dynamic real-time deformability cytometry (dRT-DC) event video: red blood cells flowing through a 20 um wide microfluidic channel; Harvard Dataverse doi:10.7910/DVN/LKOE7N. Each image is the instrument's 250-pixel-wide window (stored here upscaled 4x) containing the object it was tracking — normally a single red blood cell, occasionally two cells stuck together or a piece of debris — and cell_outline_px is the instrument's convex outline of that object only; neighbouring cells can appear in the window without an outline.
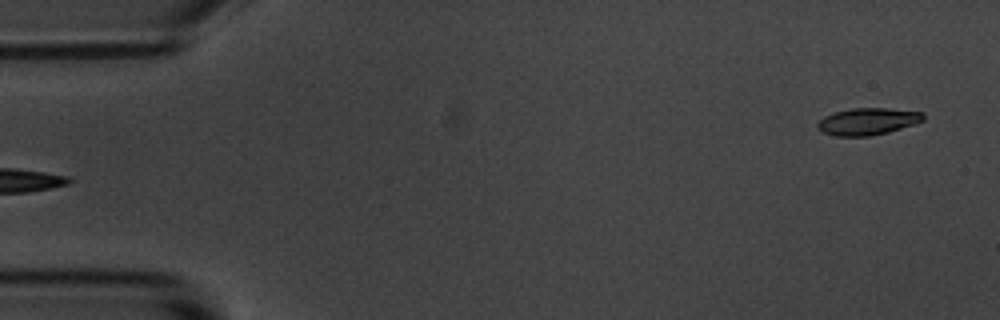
{"species": "common noctule bat (a hibernating species)", "species_latin": "Nyctalus noctula", "temperature_condition": "room temperature", "stored_images_in_passage": 6, "segment_of_instrument_passage": [2, 2], "camera_frame_rate_fps": 3000, "um_per_image_px": 0.085, "animal": {"sex": "male", "body_mass_g": 20.1, "forearm_length_mm": 53.5}, "frame": {"image": 1, "passage_image": 6, "time_ms": 5.667, "image_size_px": [1000, 320], "cell_outline_px": [[924, 120], [916, 124], [888, 132], [868, 136], [836, 136], [824, 132], [816, 128], [816, 124], [824, 116], [832, 112], [852, 108], [888, 108], [924, 112]], "centroid_in_image_um": [73.76, 10.31], "position_along_channel_um": 11.2, "area_um2": 16.76}}